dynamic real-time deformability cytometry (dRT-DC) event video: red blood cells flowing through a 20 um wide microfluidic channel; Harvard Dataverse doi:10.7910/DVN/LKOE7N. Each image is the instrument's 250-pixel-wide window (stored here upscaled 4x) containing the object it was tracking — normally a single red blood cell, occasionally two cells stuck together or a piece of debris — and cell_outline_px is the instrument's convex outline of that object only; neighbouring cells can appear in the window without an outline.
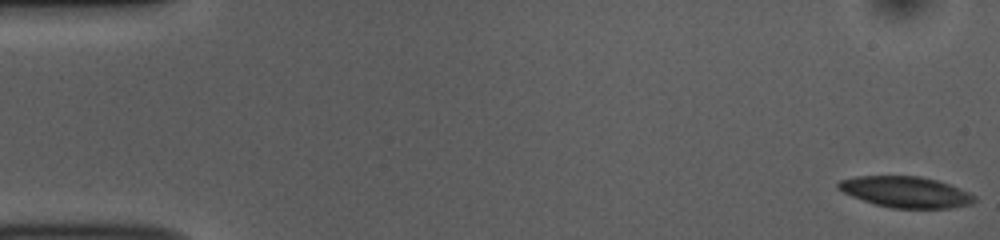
{"species": "common noctule bat (a hibernating species)", "species_latin": "Nyctalus noctula", "temperature_condition": "room temperature", "stored_images_in_passage": 54, "camera_frame_rate_fps": 3000, "um_per_image_px": 0.085, "animal": {"sex": "female", "body_mass_g": 10.0, "forearm_length_mm": 53.1}, "frame": {"image": 1, "passage_image": 1, "time_ms": 0.0, "image_size_px": [1000, 240], "cell_outline_px": [[976, 200], [972, 204], [948, 208], [892, 208], [876, 204], [852, 196], [836, 188], [836, 184], [840, 180], [856, 176], [920, 176], [936, 180], [948, 184], [968, 192], [976, 196]], "centroid_in_image_um": [76.98, 16.31], "position_along_channel_um": 8.0, "area_um2": 24.45}}
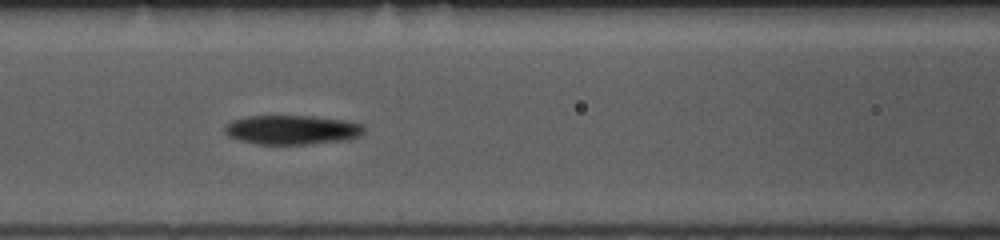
{"frame": {"image": 2, "passage_image": 23, "time_ms": 7.333, "image_size_px": [1000, 240], "cell_outline_px": [[364, 132], [360, 136], [348, 140], [304, 144], [260, 144], [240, 140], [228, 136], [224, 132], [224, 124], [232, 120], [248, 116], [312, 116], [344, 120], [364, 124]], "centroid_in_image_um": [24.82, 11.03], "position_along_channel_um": 141.8, "area_um2": 23.87}}
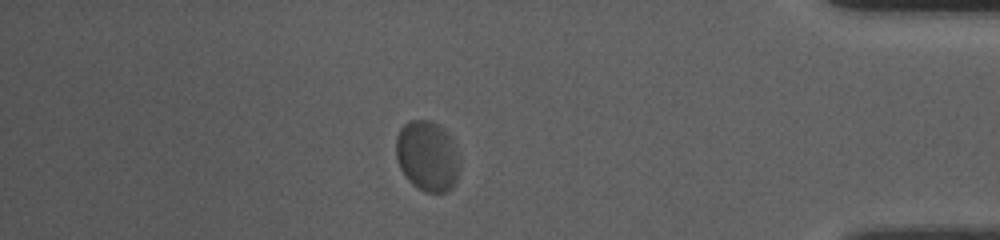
{"frame": {"image": 3, "passage_image": 47, "time_ms": 15.333, "image_size_px": [1000, 240], "cell_outline_px": [[456, 180], [452, 188], [448, 192], [424, 192], [412, 184], [408, 180], [400, 168], [396, 156], [396, 136], [400, 128], [408, 120], [432, 120], [444, 128], [452, 136], [456, 152]], "centroid_in_image_um": [36.29, 13.23], "position_along_channel_um": 398.9, "area_um2": 26.07}, "authors_computed_cell_mechanics": {"area_um2": 24.4205, "velocity_mm_per_s": 3.6698, "shape_relaxation_time_tau1_ms": 9.4691, "shape_relaxation_time_tau2_ms": 1.2982, "deformation_change_tau1": 0.1623, "deformation_change_tau2": 0.0437}}